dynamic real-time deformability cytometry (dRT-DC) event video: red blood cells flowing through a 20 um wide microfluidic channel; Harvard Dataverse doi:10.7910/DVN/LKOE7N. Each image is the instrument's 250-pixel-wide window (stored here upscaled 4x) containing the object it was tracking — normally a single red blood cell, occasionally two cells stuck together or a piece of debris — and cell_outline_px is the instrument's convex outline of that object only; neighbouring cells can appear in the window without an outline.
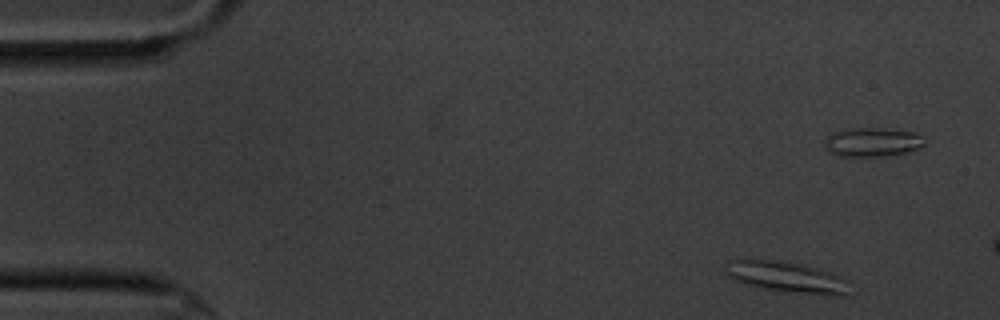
{"species": "common noctule bat (a hibernating species)", "species_latin": "Nyctalus noctula", "temperature_condition": "cold", "stored_images_in_passage": 3, "camera_frame_rate_fps": 3000, "um_per_image_px": 0.085, "animal": {"sex": "male", "body_mass_g": 20.1, "forearm_length_mm": 53.5}, "frame": {"image": 1, "passage_image": 1, "time_ms": 0.0, "image_size_px": [1000, 320], "cell_outline_px": [[844, 296], [828, 296], [764, 288], [744, 284], [732, 280], [724, 272], [724, 264], [728, 260], [744, 256], [752, 256], [800, 264], [832, 272], [840, 276], [844, 280]], "centroid_in_image_um": [66.64, 23.48], "position_along_channel_um": 18.4, "area_um2": 22.77}}